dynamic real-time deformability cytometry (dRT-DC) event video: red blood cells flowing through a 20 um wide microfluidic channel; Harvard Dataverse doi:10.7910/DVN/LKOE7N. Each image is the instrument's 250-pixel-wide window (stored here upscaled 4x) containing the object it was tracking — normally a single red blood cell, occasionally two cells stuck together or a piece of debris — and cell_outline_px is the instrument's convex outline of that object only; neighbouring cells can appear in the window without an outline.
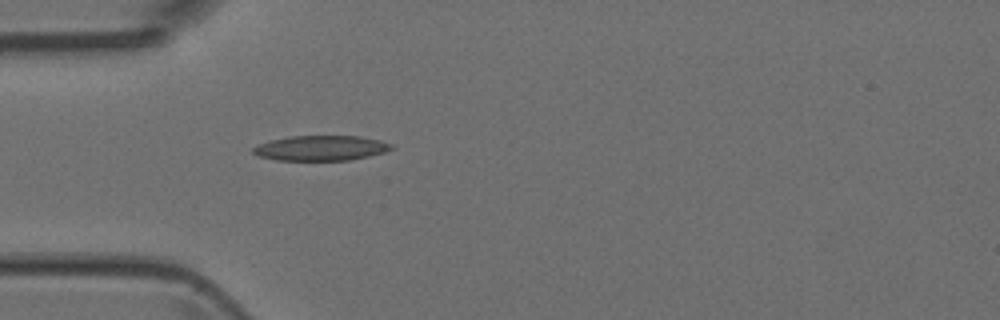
{"species": "Egyptian fruit bat (a non-hibernating species)", "species_latin": "Rousettus aegyptiacus", "temperature_condition": "room temperature", "stored_images_in_passage": 4, "camera_frame_rate_fps": 3000, "um_per_image_px": 0.085, "animal": {"sex": "female"}, "frame": {"image": 1, "passage_image": 4, "time_ms": 4.0, "image_size_px": [1000, 320], "cell_outline_px": [[396, 148], [384, 152], [352, 160], [276, 160], [256, 156], [252, 152], [252, 148], [260, 144], [272, 140], [288, 136], [360, 136], [380, 140], [392, 144]], "centroid_in_image_um": [27.29, 12.59], "position_along_channel_um": 57.7, "area_um2": 20.29}}